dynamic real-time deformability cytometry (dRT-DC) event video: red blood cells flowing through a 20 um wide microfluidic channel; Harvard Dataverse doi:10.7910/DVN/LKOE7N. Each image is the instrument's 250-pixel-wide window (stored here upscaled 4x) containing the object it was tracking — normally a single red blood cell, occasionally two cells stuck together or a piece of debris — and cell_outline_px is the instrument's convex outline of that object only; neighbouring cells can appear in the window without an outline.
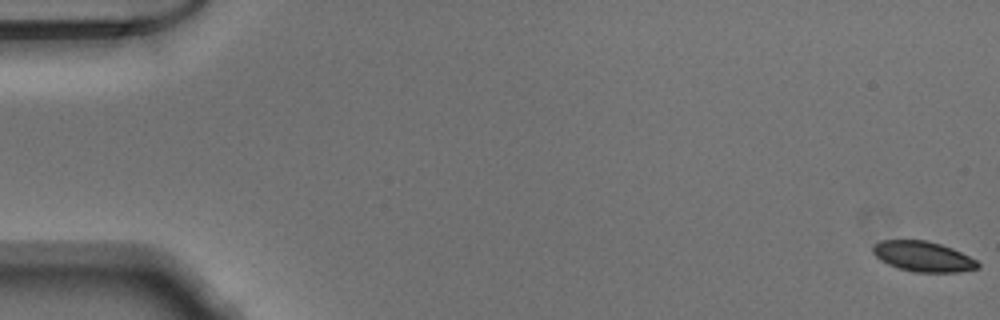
{"species": "Egyptian fruit bat (a non-hibernating species)", "species_latin": "Rousettus aegyptiacus", "temperature_condition": "warm", "stored_images_in_passage": 52, "camera_frame_rate_fps": 3000, "um_per_image_px": 0.085, "animal": {"sex": "male"}, "frame": {"image": 1, "passage_image": 1, "time_ms": 0.0, "image_size_px": [1000, 320], "cell_outline_px": [[980, 268], [956, 272], [916, 272], [900, 268], [888, 264], [880, 260], [872, 252], [872, 244], [880, 240], [928, 240], [952, 248], [976, 260], [980, 264]], "centroid_in_image_um": [78.44, 21.79], "position_along_channel_um": 6.6, "area_um2": 18.5}}
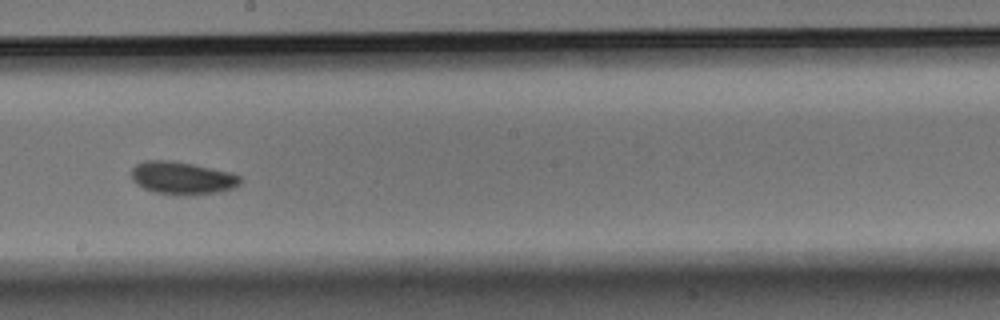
{"frame": {"image": 2, "passage_image": 30, "time_ms": 9.667, "image_size_px": [1000, 320], "cell_outline_px": [[244, 180], [236, 188], [220, 192], [192, 196], [184, 196], [156, 192], [144, 188], [136, 184], [132, 180], [132, 168], [136, 164], [144, 160], [172, 160], [232, 172], [240, 176]], "centroid_in_image_um": [15.54, 15.14], "position_along_channel_um": 232.7, "area_um2": 21.21}}
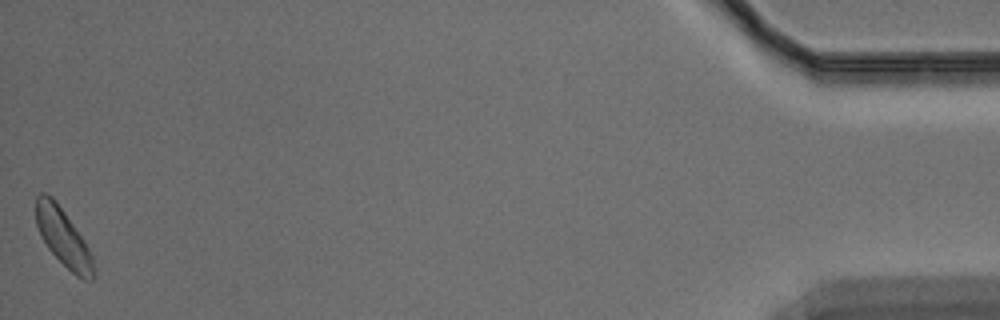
{"frame": {"image": 3, "passage_image": 52, "time_ms": 17.0, "image_size_px": [1000, 320], "cell_outline_px": [[96, 276], [92, 280], [84, 280], [76, 276], [48, 248], [36, 224], [36, 196], [40, 192], [44, 192], [52, 196], [56, 200], [84, 240], [92, 256], [96, 272]], "centroid_in_image_um": [5.4, 20.19], "position_along_channel_um": 429.8, "area_um2": 19.19}}